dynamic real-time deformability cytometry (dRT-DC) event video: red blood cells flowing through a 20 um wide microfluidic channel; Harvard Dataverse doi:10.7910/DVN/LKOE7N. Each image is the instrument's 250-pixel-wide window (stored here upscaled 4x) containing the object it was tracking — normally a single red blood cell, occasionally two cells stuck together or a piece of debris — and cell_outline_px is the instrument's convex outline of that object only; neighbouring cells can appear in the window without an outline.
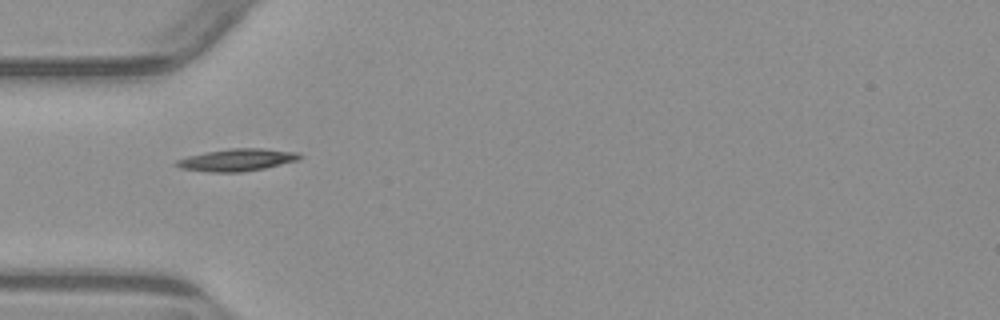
{"species": "common noctule bat (a hibernating species)", "species_latin": "Nyctalus noctula", "temperature_condition": "warm", "stored_images_in_passage": 4, "camera_frame_rate_fps": 3000, "um_per_image_px": 0.085, "animal": {"sex": "male", "body_mass_g": 23.1, "forearm_length_mm": 52.7}, "frame": {"image": 1, "passage_image": 1, "time_ms": 0.0, "image_size_px": [1000, 320], "cell_outline_px": [[304, 156], [296, 160], [264, 168], [240, 172], [212, 172], [180, 168], [172, 164], [176, 160], [188, 156], [204, 152], [228, 148], [260, 148], [300, 152]], "centroid_in_image_um": [20.12, 13.58], "position_along_channel_um": 64.9, "area_um2": 16.01}}
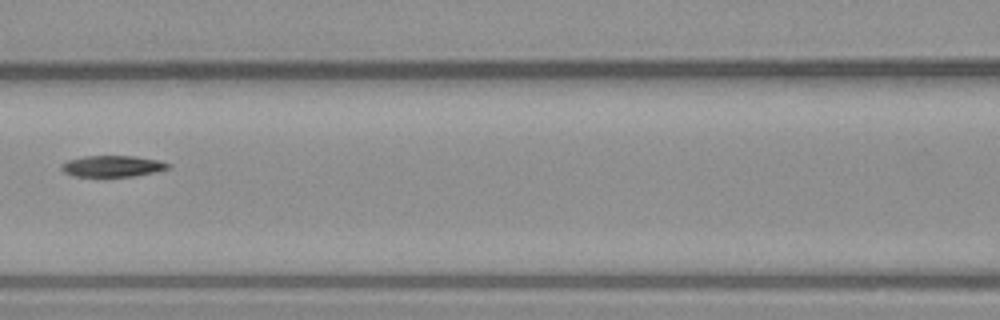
{"frame": {"image": 2, "passage_image": 3, "time_ms": 2.333, "image_size_px": [1000, 320], "cell_outline_px": [[172, 164], [168, 168], [152, 172], [132, 176], [72, 176], [64, 172], [60, 168], [60, 164], [68, 160], [84, 156], [136, 156], [160, 160]], "centroid_in_image_um": [9.53, 14.11], "position_along_channel_um": 157.1, "area_um2": 13.18}}
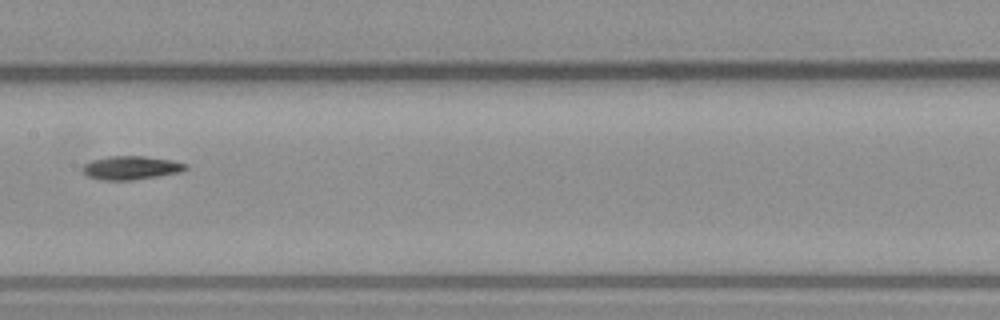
{"frame": {"image": 3, "passage_image": 4, "time_ms": 3.333, "image_size_px": [1000, 320], "cell_outline_px": [[188, 168], [180, 172], [132, 180], [100, 180], [88, 176], [84, 172], [84, 164], [92, 160], [108, 156], [144, 156], [172, 160], [188, 164]], "centroid_in_image_um": [11.16, 14.25], "position_along_channel_um": 196.2, "area_um2": 14.05}}